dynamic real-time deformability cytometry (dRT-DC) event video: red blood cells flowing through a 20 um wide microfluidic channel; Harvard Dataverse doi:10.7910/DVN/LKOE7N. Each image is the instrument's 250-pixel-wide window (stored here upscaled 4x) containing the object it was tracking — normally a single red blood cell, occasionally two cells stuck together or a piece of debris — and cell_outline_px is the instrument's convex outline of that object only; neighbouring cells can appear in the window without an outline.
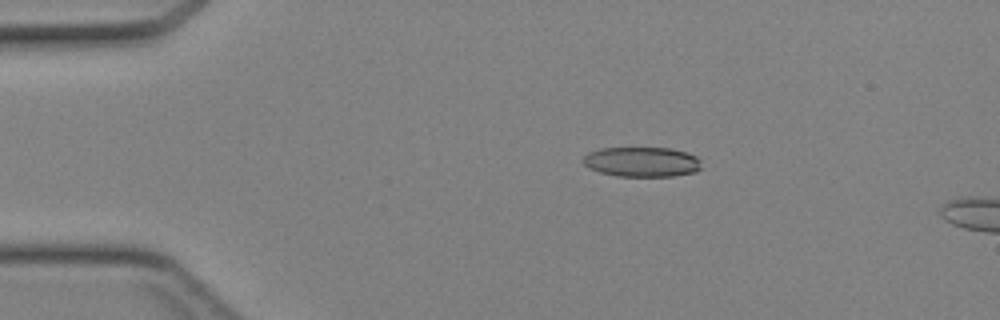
{"species": "Egyptian fruit bat (a non-hibernating species)", "species_latin": "Rousettus aegyptiacus", "temperature_condition": "cold", "stored_images_in_passage": 6, "camera_frame_rate_fps": 3000, "um_per_image_px": 0.085, "animal": {"sex": "female"}, "frame": {"image": 1, "passage_image": 2, "time_ms": 0.333, "image_size_px": [1000, 320], "cell_outline_px": [[700, 168], [696, 172], [672, 176], [616, 176], [600, 172], [588, 168], [584, 164], [584, 156], [588, 152], [600, 148], [672, 148], [688, 152], [696, 156], [700, 160]], "centroid_in_image_um": [54.57, 13.75], "position_along_channel_um": 30.4, "area_um2": 20.69}}